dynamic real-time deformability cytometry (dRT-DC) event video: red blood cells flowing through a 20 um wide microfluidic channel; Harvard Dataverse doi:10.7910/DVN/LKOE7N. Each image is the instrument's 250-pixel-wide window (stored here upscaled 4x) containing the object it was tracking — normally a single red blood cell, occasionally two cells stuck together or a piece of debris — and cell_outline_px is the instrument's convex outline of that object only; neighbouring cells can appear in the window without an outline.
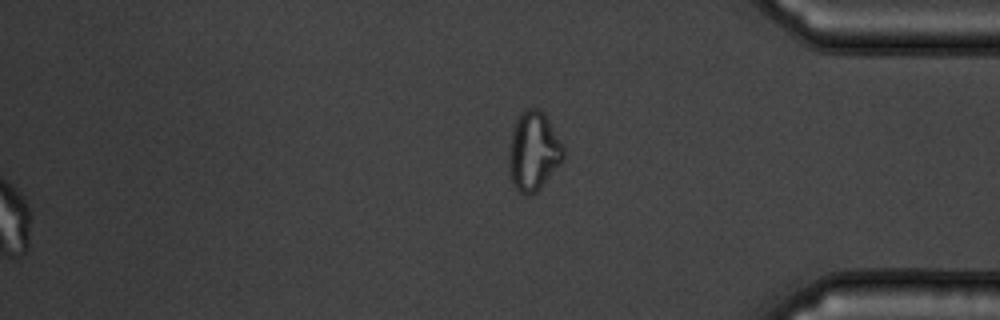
{"species": "common noctule bat (a hibernating species)", "species_latin": "Nyctalus noctula", "temperature_condition": "warm", "stored_images_in_passage": 50, "segment_of_instrument_passage": [2, 2], "camera_frame_rate_fps": 3000, "um_per_image_px": 0.085, "animal": {"sex": "male", "body_mass_g": 19.5, "forearm_length_mm": 54.6}, "frame": {"image": 1, "passage_image": 50, "time_ms": 16.333, "image_size_px": [1000, 320], "cell_outline_px": [[564, 160], [540, 188], [536, 192], [528, 196], [524, 196], [516, 188], [508, 172], [508, 160], [512, 132], [516, 120], [520, 112], [524, 108], [540, 108], [544, 112], [564, 148]], "centroid_in_image_um": [45.34, 12.86], "position_along_channel_um": 389.9, "area_um2": 25.2}}